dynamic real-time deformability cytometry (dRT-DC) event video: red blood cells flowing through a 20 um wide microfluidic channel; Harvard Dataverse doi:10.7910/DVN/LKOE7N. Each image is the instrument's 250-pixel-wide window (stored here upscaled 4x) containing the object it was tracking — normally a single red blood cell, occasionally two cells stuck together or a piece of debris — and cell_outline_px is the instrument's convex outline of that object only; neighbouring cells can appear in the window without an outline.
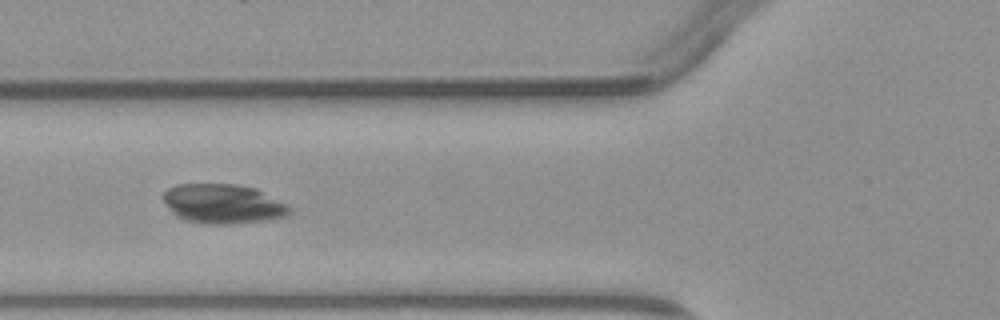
{"species": "common noctule bat (a hibernating species)", "species_latin": "Nyctalus noctula", "temperature_condition": "warm", "stored_images_in_passage": 4, "camera_frame_rate_fps": 3000, "um_per_image_px": 0.085, "animal": {"sex": "male", "body_mass_g": 23.1, "forearm_length_mm": 52.7}, "frame": {"image": 1, "passage_image": 4, "time_ms": 4.333, "image_size_px": [1000, 320], "cell_outline_px": [[292, 212], [284, 216], [264, 220], [224, 224], [208, 224], [184, 220], [176, 216], [172, 212], [164, 200], [164, 192], [168, 188], [176, 184], [236, 184], [256, 188], [288, 204], [292, 208]], "centroid_in_image_um": [18.97, 17.31], "position_along_channel_um": 106.8, "area_um2": 28.96}}